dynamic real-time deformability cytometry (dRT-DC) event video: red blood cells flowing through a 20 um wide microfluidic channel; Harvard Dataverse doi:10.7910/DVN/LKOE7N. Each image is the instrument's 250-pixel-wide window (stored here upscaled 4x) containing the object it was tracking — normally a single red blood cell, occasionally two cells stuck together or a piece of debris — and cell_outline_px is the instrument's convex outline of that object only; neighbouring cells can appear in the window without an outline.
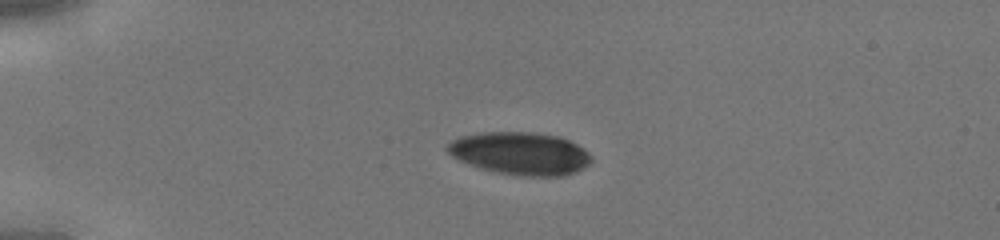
{"species": "human", "species_latin": "Homo sapiens", "temperature_condition": "cold", "stored_images_in_passage": 34, "camera_frame_rate_fps": 3000, "um_per_image_px": 0.085, "donor": {"sex": "male"}, "frame": {"image": 1, "passage_image": 1, "time_ms": 0.0, "image_size_px": [1000, 240], "cell_outline_px": [[592, 160], [584, 168], [576, 172], [564, 176], [520, 176], [480, 168], [468, 164], [452, 156], [444, 148], [452, 140], [460, 136], [480, 132], [532, 132], [560, 136], [584, 148], [592, 156]], "centroid_in_image_um": [44.23, 13.03], "position_along_channel_um": 40.8, "area_um2": 35.95}}
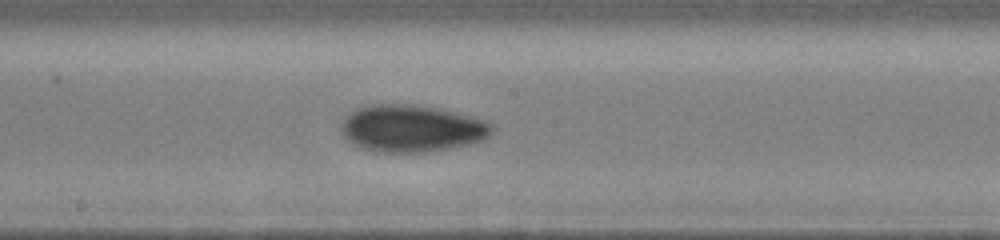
{"frame": {"image": 2, "passage_image": 15, "time_ms": 4.667, "image_size_px": [1000, 240], "cell_outline_px": [[496, 128], [484, 140], [452, 148], [428, 152], [376, 152], [360, 148], [348, 140], [340, 132], [340, 124], [344, 116], [356, 108], [368, 104], [404, 104], [440, 108], [484, 120], [492, 124]], "centroid_in_image_um": [34.96, 10.92], "position_along_channel_um": 213.2, "area_um2": 41.79}}
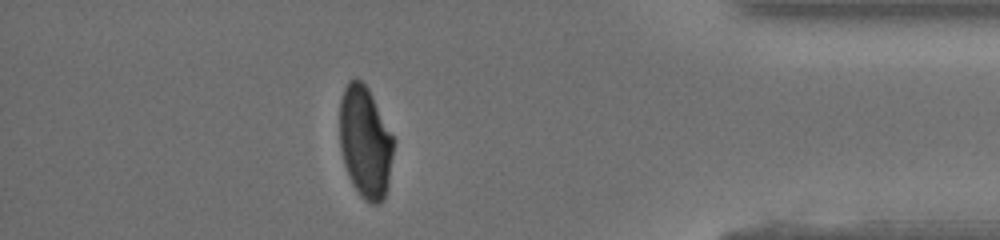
{"frame": {"image": 3, "passage_image": 29, "time_ms": 9.333, "image_size_px": [1000, 240], "cell_outline_px": [[392, 156], [388, 184], [384, 200], [380, 204], [368, 204], [360, 196], [352, 184], [348, 176], [344, 164], [340, 148], [340, 100], [344, 88], [348, 80], [356, 76], [368, 88], [392, 136]], "centroid_in_image_um": [31.01, 12.11], "position_along_channel_um": 404.2, "area_um2": 34.97}}